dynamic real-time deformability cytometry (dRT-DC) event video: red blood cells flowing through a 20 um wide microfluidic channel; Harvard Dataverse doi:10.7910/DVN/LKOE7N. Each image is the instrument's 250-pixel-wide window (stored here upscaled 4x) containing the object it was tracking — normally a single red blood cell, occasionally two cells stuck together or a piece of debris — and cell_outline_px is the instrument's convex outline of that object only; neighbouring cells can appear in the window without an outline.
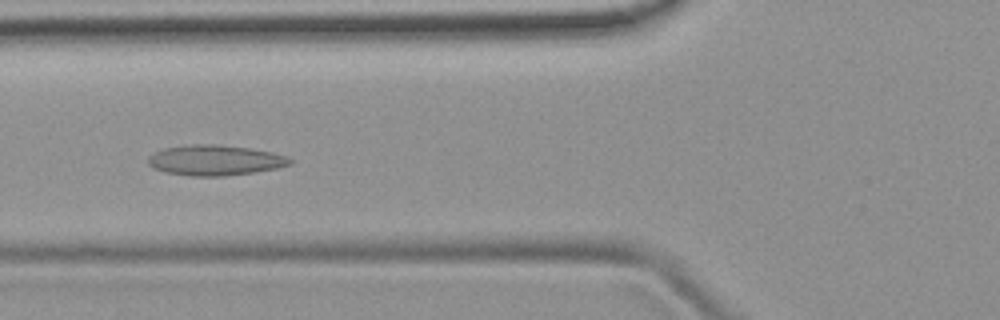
{"species": "common noctule bat (a hibernating species)", "species_latin": "Nyctalus noctula", "temperature_condition": "room temperature", "stored_images_in_passage": 48, "camera_frame_rate_fps": 3000, "um_per_image_px": 0.085, "animal": {"sex": "female", "body_mass_g": 19.9}, "frame": {"image": 1, "passage_image": 16, "time_ms": 5.0, "image_size_px": [1000, 320], "cell_outline_px": [[292, 164], [276, 168], [256, 172], [224, 176], [188, 176], [164, 172], [152, 168], [148, 164], [148, 156], [164, 148], [192, 144], [212, 144], [248, 148], [272, 152], [284, 156], [292, 160]], "centroid_in_image_um": [18.24, 13.63], "position_along_channel_um": 107.6, "area_um2": 25.09}}
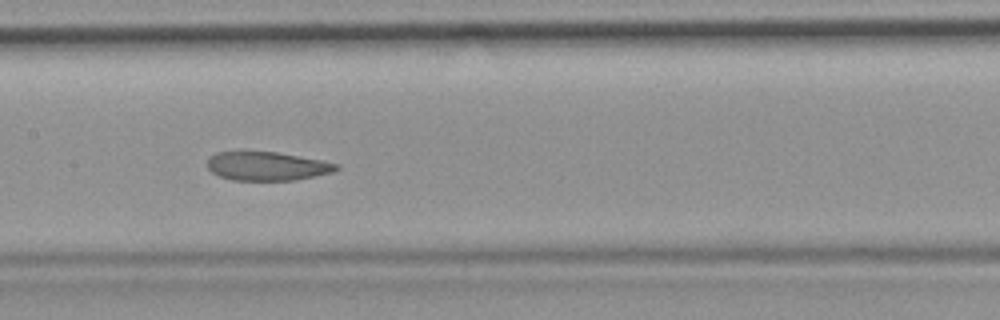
{"frame": {"image": 2, "passage_image": 22, "time_ms": 7.0, "image_size_px": [1000, 320], "cell_outline_px": [[340, 168], [332, 172], [292, 180], [232, 180], [220, 176], [212, 172], [208, 168], [208, 160], [216, 152], [276, 152], [320, 160], [340, 164]], "centroid_in_image_um": [22.7, 14.12], "position_along_channel_um": 184.7, "area_um2": 21.21}}
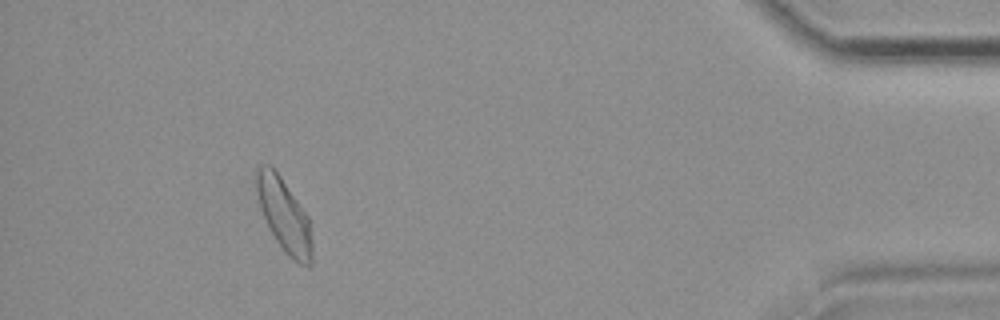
{"frame": {"image": 3, "passage_image": 44, "time_ms": 14.333, "image_size_px": [1000, 320], "cell_outline_px": [[312, 264], [308, 268], [292, 260], [288, 256], [276, 240], [260, 208], [256, 192], [256, 172], [260, 164], [272, 164], [308, 216], [312, 240]], "centroid_in_image_um": [24.16, 18.3], "position_along_channel_um": 411.0, "area_um2": 23.76}, "authors_computed_cell_mechanics": {"area_um2": 23.6402, "velocity_mm_per_s": 3.8718, "shape_relaxation_time_tau1_ms": 9.4697, "shape_relaxation_time_tau2_ms": 2.1582, "deformation_change_tau1": 0.1846, "deformation_change_tau2": 0.0742}}